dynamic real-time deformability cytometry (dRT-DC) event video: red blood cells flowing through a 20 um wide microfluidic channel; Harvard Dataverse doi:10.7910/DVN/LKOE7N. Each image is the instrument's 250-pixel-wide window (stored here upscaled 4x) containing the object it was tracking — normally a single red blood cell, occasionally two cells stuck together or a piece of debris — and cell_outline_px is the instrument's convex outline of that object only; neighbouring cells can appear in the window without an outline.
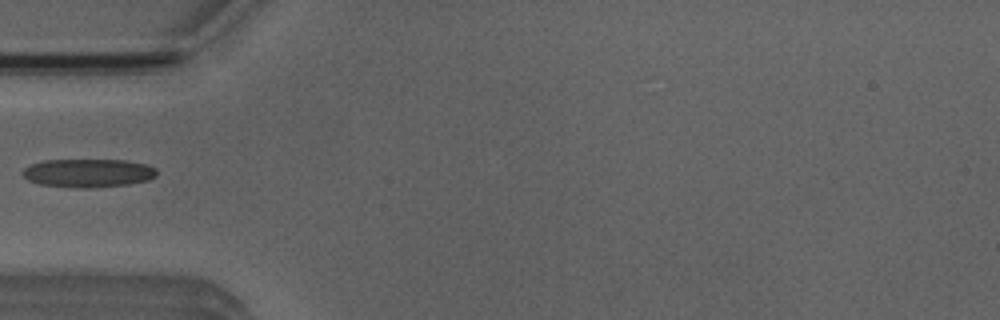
{"species": "Egyptian fruit bat (a non-hibernating species)", "species_latin": "Rousettus aegyptiacus", "temperature_condition": "room temperature", "stored_images_in_passage": 2, "camera_frame_rate_fps": 3000, "um_per_image_px": 0.085, "animal": {"sex": "male"}, "frame": {"image": 1, "passage_image": 1, "time_ms": 0.0, "image_size_px": [1000, 320], "cell_outline_px": [[156, 176], [148, 180], [128, 184], [92, 188], [76, 188], [40, 184], [28, 180], [20, 172], [24, 168], [32, 164], [44, 160], [124, 160], [148, 164], [156, 168]], "centroid_in_image_um": [7.5, 14.71], "position_along_channel_um": 77.5, "area_um2": 22.31}}